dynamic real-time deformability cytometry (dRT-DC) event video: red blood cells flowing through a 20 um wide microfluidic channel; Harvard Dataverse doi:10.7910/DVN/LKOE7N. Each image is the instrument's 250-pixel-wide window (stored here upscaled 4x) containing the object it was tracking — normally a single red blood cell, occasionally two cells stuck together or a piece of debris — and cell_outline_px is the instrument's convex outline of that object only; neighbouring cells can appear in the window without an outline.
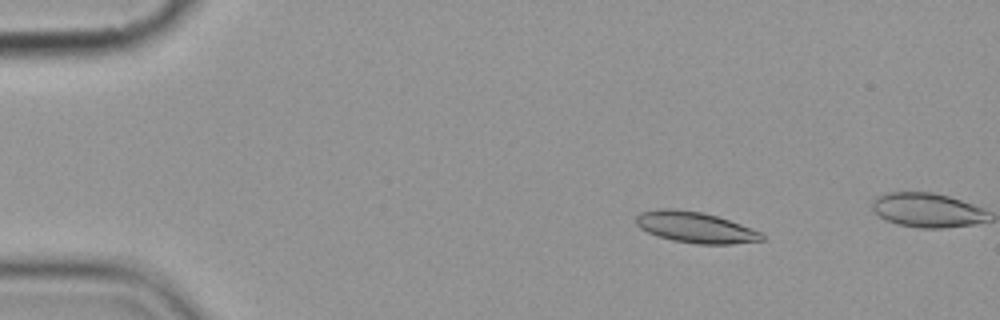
{"species": "common noctule bat (a hibernating species)", "species_latin": "Nyctalus noctula", "temperature_condition": "cold", "stored_images_in_passage": 4, "camera_frame_rate_fps": 3000, "um_per_image_px": 0.085, "animal": {"sex": "female", "body_mass_g": 19.9}, "frame": {"image": 1, "passage_image": 2, "time_ms": 1.0, "image_size_px": [1000, 320], "cell_outline_px": [[764, 240], [732, 244], [696, 244], [672, 240], [656, 236], [640, 228], [636, 224], [636, 216], [640, 212], [656, 208], [676, 208], [700, 212], [716, 216], [764, 232]], "centroid_in_image_um": [59.09, 19.32], "position_along_channel_um": 25.9, "area_um2": 22.89}}